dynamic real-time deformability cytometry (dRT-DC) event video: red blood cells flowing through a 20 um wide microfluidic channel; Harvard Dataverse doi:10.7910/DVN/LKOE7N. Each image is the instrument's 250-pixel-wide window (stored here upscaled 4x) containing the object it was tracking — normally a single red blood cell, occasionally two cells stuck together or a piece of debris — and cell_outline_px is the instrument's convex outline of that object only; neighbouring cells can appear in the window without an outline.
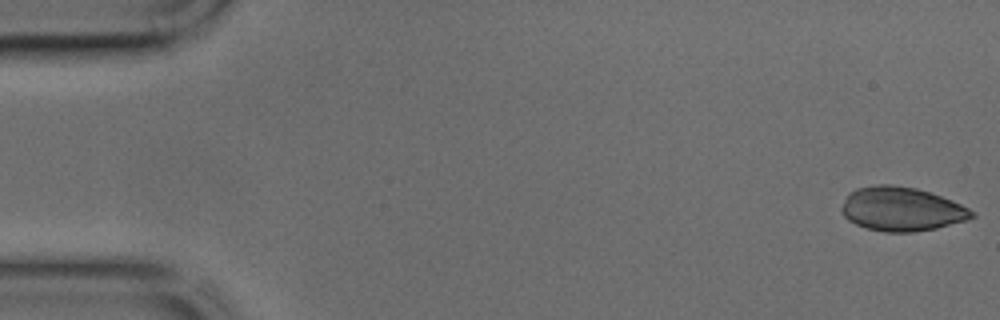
{"species": "common noctule bat (a hibernating species)", "species_latin": "Nyctalus noctula", "temperature_condition": "cold", "stored_images_in_passage": 42, "camera_frame_rate_fps": 3000, "um_per_image_px": 0.085, "animal": {"sex": "male", "body_mass_g": 17.9, "forearm_length_mm": 54.2}, "frame": {"image": 1, "passage_image": 1, "time_ms": 0.0, "image_size_px": [1000, 320], "cell_outline_px": [[976, 216], [968, 220], [936, 228], [912, 232], [884, 232], [868, 228], [856, 224], [848, 220], [844, 216], [840, 208], [848, 192], [856, 188], [880, 184], [888, 184], [916, 188], [952, 200], [976, 212]], "centroid_in_image_um": [76.63, 17.77], "position_along_channel_um": 8.4, "area_um2": 33.41}}
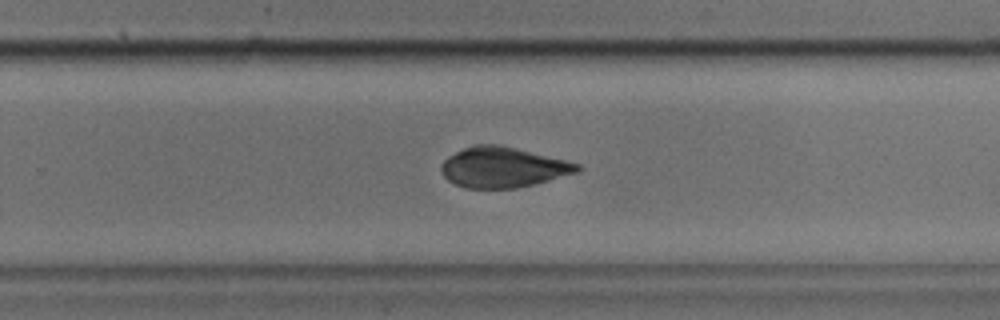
{"frame": {"image": 2, "passage_image": 28, "time_ms": 9.0, "image_size_px": [1000, 320], "cell_outline_px": [[584, 168], [580, 172], [516, 188], [468, 188], [456, 184], [448, 180], [444, 176], [440, 168], [444, 160], [448, 156], [464, 148], [476, 144], [500, 144], [580, 164]], "centroid_in_image_um": [42.76, 14.21], "position_along_channel_um": 287.0, "area_um2": 31.79}}
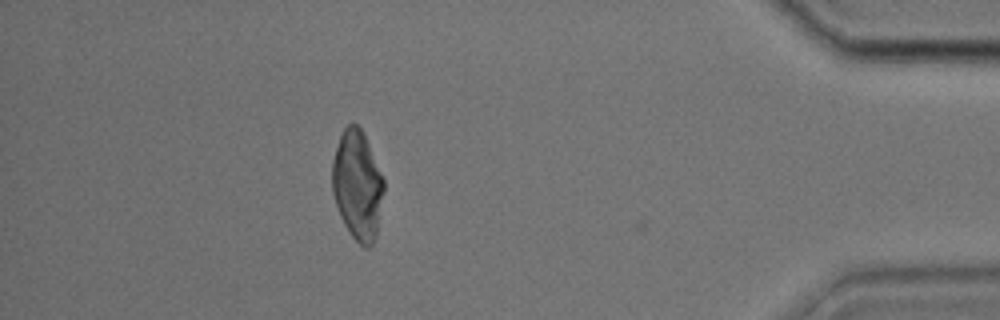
{"frame": {"image": 3, "passage_image": 39, "time_ms": 12.667, "image_size_px": [1000, 320], "cell_outline_px": [[384, 192], [376, 236], [372, 244], [368, 248], [364, 248], [352, 236], [344, 224], [340, 216], [332, 192], [332, 160], [340, 136], [344, 128], [348, 124], [356, 124], [360, 128], [368, 144], [384, 180]], "centroid_in_image_um": [30.37, 15.77], "position_along_channel_um": 404.8, "area_um2": 32.6}}